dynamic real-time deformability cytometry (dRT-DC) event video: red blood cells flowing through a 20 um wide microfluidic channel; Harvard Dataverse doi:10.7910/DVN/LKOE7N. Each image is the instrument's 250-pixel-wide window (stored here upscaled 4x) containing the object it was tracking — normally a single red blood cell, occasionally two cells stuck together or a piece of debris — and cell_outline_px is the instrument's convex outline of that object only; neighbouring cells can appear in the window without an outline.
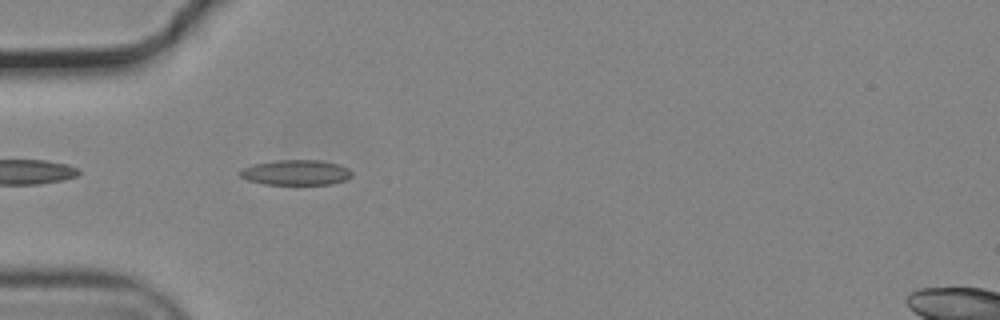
{"species": "common noctule bat (a hibernating species)", "species_latin": "Nyctalus noctula", "temperature_condition": "cold", "stored_images_in_passage": 23, "camera_frame_rate_fps": 3000, "um_per_image_px": 0.085, "animal": {"sex": "male", "body_mass_g": 19.2, "forearm_length_mm": 51.8}, "frame": {"image": 1, "passage_image": 3, "time_ms": 0.667, "image_size_px": [1000, 320], "cell_outline_px": [[352, 176], [344, 180], [332, 184], [264, 184], [248, 180], [240, 176], [240, 172], [244, 168], [252, 164], [276, 160], [320, 160], [336, 164], [348, 168], [352, 172]], "centroid_in_image_um": [25.16, 14.66], "position_along_channel_um": 59.8, "area_um2": 16.3}}
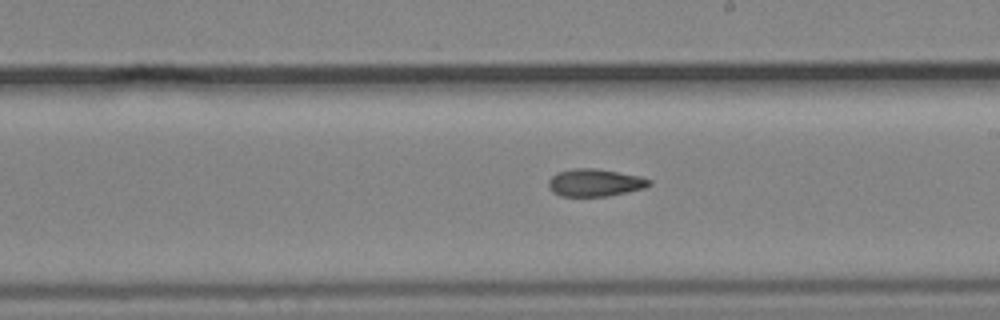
{"frame": {"image": 2, "passage_image": 12, "time_ms": 3.667, "image_size_px": [1000, 320], "cell_outline_px": [[652, 184], [644, 188], [608, 196], [560, 196], [552, 192], [548, 184], [548, 180], [556, 172], [572, 168], [596, 168], [640, 176], [652, 180]], "centroid_in_image_um": [50.55, 15.52], "position_along_channel_um": 238.4, "area_um2": 16.24}}
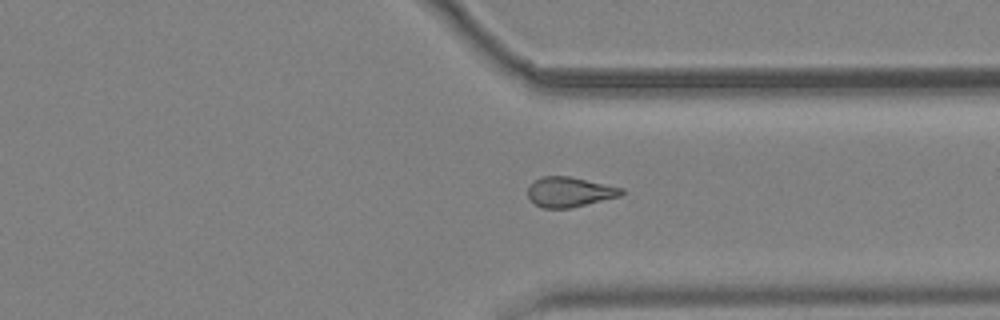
{"frame": {"image": 3, "passage_image": 22, "time_ms": 7.0, "image_size_px": [1000, 320], "cell_outline_px": [[624, 192], [620, 196], [568, 208], [544, 208], [536, 204], [528, 196], [528, 188], [536, 180], [544, 176], [568, 176], [624, 188]], "centroid_in_image_um": [48.43, 16.31], "position_along_channel_um": 363.0, "area_um2": 15.95}}